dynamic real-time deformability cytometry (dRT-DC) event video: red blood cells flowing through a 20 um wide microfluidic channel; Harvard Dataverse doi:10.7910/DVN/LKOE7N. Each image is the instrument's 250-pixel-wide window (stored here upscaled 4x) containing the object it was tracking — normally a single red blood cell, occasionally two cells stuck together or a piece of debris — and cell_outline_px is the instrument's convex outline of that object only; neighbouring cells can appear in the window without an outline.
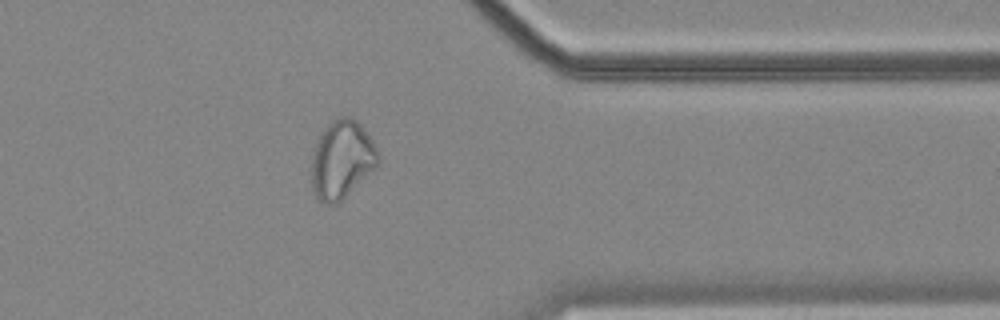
{"species": "common noctule bat (a hibernating species)", "species_latin": "Nyctalus noctula", "temperature_condition": "cold", "stored_images_in_passage": 42, "camera_frame_rate_fps": 3000, "um_per_image_px": 0.085, "animal": {"sex": "female", "body_mass_g": 18.4}, "frame": {"image": 1, "passage_image": 36, "time_ms": 11.667, "image_size_px": [1000, 320], "cell_outline_px": [[380, 160], [376, 168], [336, 204], [324, 204], [316, 196], [312, 188], [312, 152], [316, 140], [324, 128], [332, 120], [340, 116], [352, 116], [360, 124], [372, 140], [380, 156]], "centroid_in_image_um": [29.05, 13.54], "position_along_channel_um": 382.4, "area_um2": 30.35}}